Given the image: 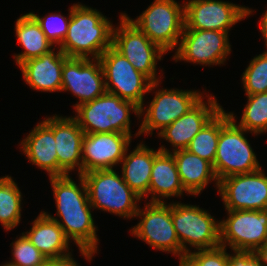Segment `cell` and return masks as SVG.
I'll use <instances>...</instances> for the list:
<instances>
[{"label": "cell", "instance_id": "6da1fadb", "mask_svg": "<svg viewBox=\"0 0 267 266\" xmlns=\"http://www.w3.org/2000/svg\"><path fill=\"white\" fill-rule=\"evenodd\" d=\"M79 3L71 6L67 34L59 49L67 57L98 59L112 46L114 24L97 9Z\"/></svg>", "mask_w": 267, "mask_h": 266}, {"label": "cell", "instance_id": "7a4b0ae2", "mask_svg": "<svg viewBox=\"0 0 267 266\" xmlns=\"http://www.w3.org/2000/svg\"><path fill=\"white\" fill-rule=\"evenodd\" d=\"M234 112L220 110V133L213 168L218 180L254 172L261 168L245 134L252 133L237 125ZM235 115V116H234Z\"/></svg>", "mask_w": 267, "mask_h": 266}, {"label": "cell", "instance_id": "3957f363", "mask_svg": "<svg viewBox=\"0 0 267 266\" xmlns=\"http://www.w3.org/2000/svg\"><path fill=\"white\" fill-rule=\"evenodd\" d=\"M75 111L73 117L85 134L118 132L132 137L131 113L140 120L139 106L109 92L78 105Z\"/></svg>", "mask_w": 267, "mask_h": 266}, {"label": "cell", "instance_id": "277c9868", "mask_svg": "<svg viewBox=\"0 0 267 266\" xmlns=\"http://www.w3.org/2000/svg\"><path fill=\"white\" fill-rule=\"evenodd\" d=\"M82 176L94 210H102L125 220L135 218L138 202L142 198L124 182L119 172L114 169L93 170Z\"/></svg>", "mask_w": 267, "mask_h": 266}, {"label": "cell", "instance_id": "5b68a950", "mask_svg": "<svg viewBox=\"0 0 267 266\" xmlns=\"http://www.w3.org/2000/svg\"><path fill=\"white\" fill-rule=\"evenodd\" d=\"M161 81L152 82L148 93H155L152 101L147 106L140 108L142 119L135 136L152 135L155 130L162 131L166 126L176 121L194 107L204 96L205 92L198 90H182L178 88H159ZM156 90V91H155ZM143 116V118H142Z\"/></svg>", "mask_w": 267, "mask_h": 266}, {"label": "cell", "instance_id": "8992f818", "mask_svg": "<svg viewBox=\"0 0 267 266\" xmlns=\"http://www.w3.org/2000/svg\"><path fill=\"white\" fill-rule=\"evenodd\" d=\"M171 217L183 257L192 251L190 248L195 251L220 246V221H216L208 210L200 208L199 205L173 201Z\"/></svg>", "mask_w": 267, "mask_h": 266}, {"label": "cell", "instance_id": "52a82bcc", "mask_svg": "<svg viewBox=\"0 0 267 266\" xmlns=\"http://www.w3.org/2000/svg\"><path fill=\"white\" fill-rule=\"evenodd\" d=\"M123 14L164 52L177 49L185 26L184 3L154 0L136 19Z\"/></svg>", "mask_w": 267, "mask_h": 266}, {"label": "cell", "instance_id": "ba28073f", "mask_svg": "<svg viewBox=\"0 0 267 266\" xmlns=\"http://www.w3.org/2000/svg\"><path fill=\"white\" fill-rule=\"evenodd\" d=\"M112 46L125 56L134 68L146 75L152 82H158V60L166 54L154 44L146 34L139 30L121 13L118 27L113 28Z\"/></svg>", "mask_w": 267, "mask_h": 266}, {"label": "cell", "instance_id": "9c48e42d", "mask_svg": "<svg viewBox=\"0 0 267 266\" xmlns=\"http://www.w3.org/2000/svg\"><path fill=\"white\" fill-rule=\"evenodd\" d=\"M148 202L143 209L140 208L135 215L140 221L130 231L133 236L146 244L166 253L183 258L176 230L171 217V203Z\"/></svg>", "mask_w": 267, "mask_h": 266}, {"label": "cell", "instance_id": "30bf717a", "mask_svg": "<svg viewBox=\"0 0 267 266\" xmlns=\"http://www.w3.org/2000/svg\"><path fill=\"white\" fill-rule=\"evenodd\" d=\"M99 60L104 73L106 92L134 102L140 108L144 106V94L148 93L152 81L136 70L113 46L109 47Z\"/></svg>", "mask_w": 267, "mask_h": 266}, {"label": "cell", "instance_id": "8fae6325", "mask_svg": "<svg viewBox=\"0 0 267 266\" xmlns=\"http://www.w3.org/2000/svg\"><path fill=\"white\" fill-rule=\"evenodd\" d=\"M220 221V245L234 251H255L267 244V210H226Z\"/></svg>", "mask_w": 267, "mask_h": 266}, {"label": "cell", "instance_id": "7c38bea8", "mask_svg": "<svg viewBox=\"0 0 267 266\" xmlns=\"http://www.w3.org/2000/svg\"><path fill=\"white\" fill-rule=\"evenodd\" d=\"M229 32L183 29L173 60L202 66L224 65L231 53Z\"/></svg>", "mask_w": 267, "mask_h": 266}, {"label": "cell", "instance_id": "4fadbf2b", "mask_svg": "<svg viewBox=\"0 0 267 266\" xmlns=\"http://www.w3.org/2000/svg\"><path fill=\"white\" fill-rule=\"evenodd\" d=\"M254 12L249 7L222 0H189L184 2V29L229 32Z\"/></svg>", "mask_w": 267, "mask_h": 266}, {"label": "cell", "instance_id": "5bb4252c", "mask_svg": "<svg viewBox=\"0 0 267 266\" xmlns=\"http://www.w3.org/2000/svg\"><path fill=\"white\" fill-rule=\"evenodd\" d=\"M225 210H267V176L263 168L219 180Z\"/></svg>", "mask_w": 267, "mask_h": 266}, {"label": "cell", "instance_id": "9a60e30c", "mask_svg": "<svg viewBox=\"0 0 267 266\" xmlns=\"http://www.w3.org/2000/svg\"><path fill=\"white\" fill-rule=\"evenodd\" d=\"M62 91H70L79 102L92 101L106 92L104 73L98 59L69 57L62 67Z\"/></svg>", "mask_w": 267, "mask_h": 266}, {"label": "cell", "instance_id": "2e32d148", "mask_svg": "<svg viewBox=\"0 0 267 266\" xmlns=\"http://www.w3.org/2000/svg\"><path fill=\"white\" fill-rule=\"evenodd\" d=\"M54 133L58 157V176L78 171L82 174V147L84 131L73 116L53 115L42 120Z\"/></svg>", "mask_w": 267, "mask_h": 266}, {"label": "cell", "instance_id": "e0dca14e", "mask_svg": "<svg viewBox=\"0 0 267 266\" xmlns=\"http://www.w3.org/2000/svg\"><path fill=\"white\" fill-rule=\"evenodd\" d=\"M132 137L118 132L85 134L82 147V174L114 169L130 147Z\"/></svg>", "mask_w": 267, "mask_h": 266}, {"label": "cell", "instance_id": "ac0fdd59", "mask_svg": "<svg viewBox=\"0 0 267 266\" xmlns=\"http://www.w3.org/2000/svg\"><path fill=\"white\" fill-rule=\"evenodd\" d=\"M204 97L187 113L166 126L157 135L170 143L172 152L187 149L193 137L223 108L215 95L206 93Z\"/></svg>", "mask_w": 267, "mask_h": 266}, {"label": "cell", "instance_id": "d6986e66", "mask_svg": "<svg viewBox=\"0 0 267 266\" xmlns=\"http://www.w3.org/2000/svg\"><path fill=\"white\" fill-rule=\"evenodd\" d=\"M50 219L56 221L66 238L77 245L79 252L88 262L98 252L99 238L97 226L91 210L56 211L57 217L43 211ZM60 219H59V218ZM72 240V241H71Z\"/></svg>", "mask_w": 267, "mask_h": 266}, {"label": "cell", "instance_id": "ffe728a7", "mask_svg": "<svg viewBox=\"0 0 267 266\" xmlns=\"http://www.w3.org/2000/svg\"><path fill=\"white\" fill-rule=\"evenodd\" d=\"M68 58L59 47H55L40 57L26 60L19 67L30 88L47 93L61 92L62 67Z\"/></svg>", "mask_w": 267, "mask_h": 266}, {"label": "cell", "instance_id": "44dd1931", "mask_svg": "<svg viewBox=\"0 0 267 266\" xmlns=\"http://www.w3.org/2000/svg\"><path fill=\"white\" fill-rule=\"evenodd\" d=\"M161 150L154 158L149 185L150 202H162L171 197L189 194L180 181L175 158L170 149L161 145Z\"/></svg>", "mask_w": 267, "mask_h": 266}, {"label": "cell", "instance_id": "7402d4cb", "mask_svg": "<svg viewBox=\"0 0 267 266\" xmlns=\"http://www.w3.org/2000/svg\"><path fill=\"white\" fill-rule=\"evenodd\" d=\"M19 145L29 163L47 171L49 177L58 176L54 133L43 121L39 122Z\"/></svg>", "mask_w": 267, "mask_h": 266}, {"label": "cell", "instance_id": "603a6c76", "mask_svg": "<svg viewBox=\"0 0 267 266\" xmlns=\"http://www.w3.org/2000/svg\"><path fill=\"white\" fill-rule=\"evenodd\" d=\"M120 162L122 165L121 175L124 182L142 199L149 198V185L151 170L155 156L161 151L159 148L154 150L143 142L137 144L135 149L128 153Z\"/></svg>", "mask_w": 267, "mask_h": 266}, {"label": "cell", "instance_id": "cb8c5ba5", "mask_svg": "<svg viewBox=\"0 0 267 266\" xmlns=\"http://www.w3.org/2000/svg\"><path fill=\"white\" fill-rule=\"evenodd\" d=\"M175 158L180 181L189 196H199L211 182H215L218 189L219 180L215 174L213 164L187 149L171 152Z\"/></svg>", "mask_w": 267, "mask_h": 266}, {"label": "cell", "instance_id": "d4e9b609", "mask_svg": "<svg viewBox=\"0 0 267 266\" xmlns=\"http://www.w3.org/2000/svg\"><path fill=\"white\" fill-rule=\"evenodd\" d=\"M27 232H22L29 241L47 258H60L71 254L70 241L60 225L50 219L43 211L31 223Z\"/></svg>", "mask_w": 267, "mask_h": 266}, {"label": "cell", "instance_id": "484cf974", "mask_svg": "<svg viewBox=\"0 0 267 266\" xmlns=\"http://www.w3.org/2000/svg\"><path fill=\"white\" fill-rule=\"evenodd\" d=\"M14 30L18 43L24 49L23 52L13 55L18 66L26 60L40 57L56 47L46 38L39 23L30 13L22 15L16 20Z\"/></svg>", "mask_w": 267, "mask_h": 266}, {"label": "cell", "instance_id": "4316f807", "mask_svg": "<svg viewBox=\"0 0 267 266\" xmlns=\"http://www.w3.org/2000/svg\"><path fill=\"white\" fill-rule=\"evenodd\" d=\"M78 184L70 174L49 177L57 211L92 210L88 192L82 174L78 176Z\"/></svg>", "mask_w": 267, "mask_h": 266}, {"label": "cell", "instance_id": "83f0119b", "mask_svg": "<svg viewBox=\"0 0 267 266\" xmlns=\"http://www.w3.org/2000/svg\"><path fill=\"white\" fill-rule=\"evenodd\" d=\"M13 177H0V223L5 231H11L21 221L23 195Z\"/></svg>", "mask_w": 267, "mask_h": 266}, {"label": "cell", "instance_id": "f1b7e54d", "mask_svg": "<svg viewBox=\"0 0 267 266\" xmlns=\"http://www.w3.org/2000/svg\"><path fill=\"white\" fill-rule=\"evenodd\" d=\"M247 104L245 105L241 120L237 124L251 135H259L267 132V92L246 95Z\"/></svg>", "mask_w": 267, "mask_h": 266}, {"label": "cell", "instance_id": "f546056e", "mask_svg": "<svg viewBox=\"0 0 267 266\" xmlns=\"http://www.w3.org/2000/svg\"><path fill=\"white\" fill-rule=\"evenodd\" d=\"M220 133V111L193 137L187 150L214 164Z\"/></svg>", "mask_w": 267, "mask_h": 266}, {"label": "cell", "instance_id": "4dcf8cb0", "mask_svg": "<svg viewBox=\"0 0 267 266\" xmlns=\"http://www.w3.org/2000/svg\"><path fill=\"white\" fill-rule=\"evenodd\" d=\"M241 76L245 95L267 92V50L253 57Z\"/></svg>", "mask_w": 267, "mask_h": 266}, {"label": "cell", "instance_id": "1f68e13d", "mask_svg": "<svg viewBox=\"0 0 267 266\" xmlns=\"http://www.w3.org/2000/svg\"><path fill=\"white\" fill-rule=\"evenodd\" d=\"M12 246V256L8 263L14 266H45L48 262L47 258L29 241L22 233L17 236Z\"/></svg>", "mask_w": 267, "mask_h": 266}, {"label": "cell", "instance_id": "d6a6232c", "mask_svg": "<svg viewBox=\"0 0 267 266\" xmlns=\"http://www.w3.org/2000/svg\"><path fill=\"white\" fill-rule=\"evenodd\" d=\"M69 15L65 17L61 13H49L46 16H39L33 12H29L39 23L46 38L56 47L60 45L68 30V24L71 18V7L69 8Z\"/></svg>", "mask_w": 267, "mask_h": 266}, {"label": "cell", "instance_id": "836d02e7", "mask_svg": "<svg viewBox=\"0 0 267 266\" xmlns=\"http://www.w3.org/2000/svg\"><path fill=\"white\" fill-rule=\"evenodd\" d=\"M195 266H228L227 248L218 246L212 249L196 250L186 256Z\"/></svg>", "mask_w": 267, "mask_h": 266}, {"label": "cell", "instance_id": "e575fe53", "mask_svg": "<svg viewBox=\"0 0 267 266\" xmlns=\"http://www.w3.org/2000/svg\"><path fill=\"white\" fill-rule=\"evenodd\" d=\"M228 266H263L253 251H232Z\"/></svg>", "mask_w": 267, "mask_h": 266}, {"label": "cell", "instance_id": "d590c367", "mask_svg": "<svg viewBox=\"0 0 267 266\" xmlns=\"http://www.w3.org/2000/svg\"><path fill=\"white\" fill-rule=\"evenodd\" d=\"M78 264L72 257V253L64 257L50 259L47 262L48 266H81Z\"/></svg>", "mask_w": 267, "mask_h": 266}, {"label": "cell", "instance_id": "8d00e7d4", "mask_svg": "<svg viewBox=\"0 0 267 266\" xmlns=\"http://www.w3.org/2000/svg\"><path fill=\"white\" fill-rule=\"evenodd\" d=\"M259 29L262 33V39L265 41V45L267 47V10L262 14V17L259 20Z\"/></svg>", "mask_w": 267, "mask_h": 266}, {"label": "cell", "instance_id": "74e56055", "mask_svg": "<svg viewBox=\"0 0 267 266\" xmlns=\"http://www.w3.org/2000/svg\"><path fill=\"white\" fill-rule=\"evenodd\" d=\"M254 254L257 256L263 266H267V244L256 249Z\"/></svg>", "mask_w": 267, "mask_h": 266}, {"label": "cell", "instance_id": "f35d334b", "mask_svg": "<svg viewBox=\"0 0 267 266\" xmlns=\"http://www.w3.org/2000/svg\"><path fill=\"white\" fill-rule=\"evenodd\" d=\"M178 266H195L187 257L179 258Z\"/></svg>", "mask_w": 267, "mask_h": 266}, {"label": "cell", "instance_id": "ab89813d", "mask_svg": "<svg viewBox=\"0 0 267 266\" xmlns=\"http://www.w3.org/2000/svg\"><path fill=\"white\" fill-rule=\"evenodd\" d=\"M0 266H14V265H11V264H9V263L7 262V263H4V264H2V265H0Z\"/></svg>", "mask_w": 267, "mask_h": 266}]
</instances>
